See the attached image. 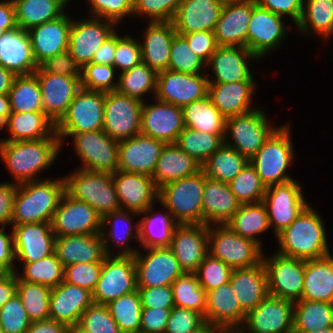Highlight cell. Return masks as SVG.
<instances>
[{"mask_svg": "<svg viewBox=\"0 0 333 333\" xmlns=\"http://www.w3.org/2000/svg\"><path fill=\"white\" fill-rule=\"evenodd\" d=\"M182 0H134L132 17L147 22H171Z\"/></svg>", "mask_w": 333, "mask_h": 333, "instance_id": "cell-61", "label": "cell"}, {"mask_svg": "<svg viewBox=\"0 0 333 333\" xmlns=\"http://www.w3.org/2000/svg\"><path fill=\"white\" fill-rule=\"evenodd\" d=\"M67 329V325L49 318L32 322L26 333H67Z\"/></svg>", "mask_w": 333, "mask_h": 333, "instance_id": "cell-78", "label": "cell"}, {"mask_svg": "<svg viewBox=\"0 0 333 333\" xmlns=\"http://www.w3.org/2000/svg\"><path fill=\"white\" fill-rule=\"evenodd\" d=\"M8 131V137L0 141L39 140L56 133V124L43 112H13L0 127Z\"/></svg>", "mask_w": 333, "mask_h": 333, "instance_id": "cell-40", "label": "cell"}, {"mask_svg": "<svg viewBox=\"0 0 333 333\" xmlns=\"http://www.w3.org/2000/svg\"><path fill=\"white\" fill-rule=\"evenodd\" d=\"M116 43L117 30L110 37H108L95 52L91 63L114 66Z\"/></svg>", "mask_w": 333, "mask_h": 333, "instance_id": "cell-75", "label": "cell"}, {"mask_svg": "<svg viewBox=\"0 0 333 333\" xmlns=\"http://www.w3.org/2000/svg\"><path fill=\"white\" fill-rule=\"evenodd\" d=\"M184 128L182 107L155 97L153 103L143 102L141 134L169 144L176 142Z\"/></svg>", "mask_w": 333, "mask_h": 333, "instance_id": "cell-23", "label": "cell"}, {"mask_svg": "<svg viewBox=\"0 0 333 333\" xmlns=\"http://www.w3.org/2000/svg\"><path fill=\"white\" fill-rule=\"evenodd\" d=\"M226 225L239 236L255 241L262 248L264 246L260 235L271 229L268 214L262 202L241 204Z\"/></svg>", "mask_w": 333, "mask_h": 333, "instance_id": "cell-46", "label": "cell"}, {"mask_svg": "<svg viewBox=\"0 0 333 333\" xmlns=\"http://www.w3.org/2000/svg\"><path fill=\"white\" fill-rule=\"evenodd\" d=\"M8 95L13 112L43 111L41 89L34 73L16 75Z\"/></svg>", "mask_w": 333, "mask_h": 333, "instance_id": "cell-51", "label": "cell"}, {"mask_svg": "<svg viewBox=\"0 0 333 333\" xmlns=\"http://www.w3.org/2000/svg\"><path fill=\"white\" fill-rule=\"evenodd\" d=\"M322 216L309 204L299 216L276 236L277 253L301 260H313L331 254Z\"/></svg>", "mask_w": 333, "mask_h": 333, "instance_id": "cell-2", "label": "cell"}, {"mask_svg": "<svg viewBox=\"0 0 333 333\" xmlns=\"http://www.w3.org/2000/svg\"><path fill=\"white\" fill-rule=\"evenodd\" d=\"M175 306L187 308L205 316L206 291L200 286L195 273L184 272L172 284Z\"/></svg>", "mask_w": 333, "mask_h": 333, "instance_id": "cell-55", "label": "cell"}, {"mask_svg": "<svg viewBox=\"0 0 333 333\" xmlns=\"http://www.w3.org/2000/svg\"><path fill=\"white\" fill-rule=\"evenodd\" d=\"M168 247L184 272L195 273L208 254V226L178 224Z\"/></svg>", "mask_w": 333, "mask_h": 333, "instance_id": "cell-25", "label": "cell"}, {"mask_svg": "<svg viewBox=\"0 0 333 333\" xmlns=\"http://www.w3.org/2000/svg\"><path fill=\"white\" fill-rule=\"evenodd\" d=\"M0 65L15 75L33 74L39 67L27 31L16 28L0 37Z\"/></svg>", "mask_w": 333, "mask_h": 333, "instance_id": "cell-38", "label": "cell"}, {"mask_svg": "<svg viewBox=\"0 0 333 333\" xmlns=\"http://www.w3.org/2000/svg\"><path fill=\"white\" fill-rule=\"evenodd\" d=\"M202 198L203 224L207 226L227 224L241 205L229 183L206 175Z\"/></svg>", "mask_w": 333, "mask_h": 333, "instance_id": "cell-35", "label": "cell"}, {"mask_svg": "<svg viewBox=\"0 0 333 333\" xmlns=\"http://www.w3.org/2000/svg\"><path fill=\"white\" fill-rule=\"evenodd\" d=\"M229 186L240 204L262 202L266 192V186L250 162L233 178Z\"/></svg>", "mask_w": 333, "mask_h": 333, "instance_id": "cell-57", "label": "cell"}, {"mask_svg": "<svg viewBox=\"0 0 333 333\" xmlns=\"http://www.w3.org/2000/svg\"><path fill=\"white\" fill-rule=\"evenodd\" d=\"M18 264H23L20 273L18 270L15 271L20 280L51 288L64 281V267L55 252L35 262Z\"/></svg>", "mask_w": 333, "mask_h": 333, "instance_id": "cell-54", "label": "cell"}, {"mask_svg": "<svg viewBox=\"0 0 333 333\" xmlns=\"http://www.w3.org/2000/svg\"><path fill=\"white\" fill-rule=\"evenodd\" d=\"M208 254L232 270L253 267L263 261L264 249L236 234L228 225L208 226Z\"/></svg>", "mask_w": 333, "mask_h": 333, "instance_id": "cell-8", "label": "cell"}, {"mask_svg": "<svg viewBox=\"0 0 333 333\" xmlns=\"http://www.w3.org/2000/svg\"><path fill=\"white\" fill-rule=\"evenodd\" d=\"M71 25L72 18L67 11L63 16L27 31L38 66L47 58L68 50Z\"/></svg>", "mask_w": 333, "mask_h": 333, "instance_id": "cell-29", "label": "cell"}, {"mask_svg": "<svg viewBox=\"0 0 333 333\" xmlns=\"http://www.w3.org/2000/svg\"><path fill=\"white\" fill-rule=\"evenodd\" d=\"M270 120L262 107L243 115L228 117L224 143L250 160L278 128L273 127Z\"/></svg>", "mask_w": 333, "mask_h": 333, "instance_id": "cell-9", "label": "cell"}, {"mask_svg": "<svg viewBox=\"0 0 333 333\" xmlns=\"http://www.w3.org/2000/svg\"><path fill=\"white\" fill-rule=\"evenodd\" d=\"M142 42V62L157 72L167 70L170 50L176 34L172 22H146Z\"/></svg>", "mask_w": 333, "mask_h": 333, "instance_id": "cell-37", "label": "cell"}, {"mask_svg": "<svg viewBox=\"0 0 333 333\" xmlns=\"http://www.w3.org/2000/svg\"><path fill=\"white\" fill-rule=\"evenodd\" d=\"M105 92L81 88L67 113L56 124V133H81L103 130Z\"/></svg>", "mask_w": 333, "mask_h": 333, "instance_id": "cell-13", "label": "cell"}, {"mask_svg": "<svg viewBox=\"0 0 333 333\" xmlns=\"http://www.w3.org/2000/svg\"><path fill=\"white\" fill-rule=\"evenodd\" d=\"M39 67L46 73L75 76L81 80L82 67L74 60L68 50L47 58Z\"/></svg>", "mask_w": 333, "mask_h": 333, "instance_id": "cell-68", "label": "cell"}, {"mask_svg": "<svg viewBox=\"0 0 333 333\" xmlns=\"http://www.w3.org/2000/svg\"><path fill=\"white\" fill-rule=\"evenodd\" d=\"M295 28L305 36L315 34L322 42H328L333 37V0H303L302 15Z\"/></svg>", "mask_w": 333, "mask_h": 333, "instance_id": "cell-45", "label": "cell"}, {"mask_svg": "<svg viewBox=\"0 0 333 333\" xmlns=\"http://www.w3.org/2000/svg\"><path fill=\"white\" fill-rule=\"evenodd\" d=\"M257 84L255 81L209 83L207 96L225 118L243 115L258 108L252 107Z\"/></svg>", "mask_w": 333, "mask_h": 333, "instance_id": "cell-34", "label": "cell"}, {"mask_svg": "<svg viewBox=\"0 0 333 333\" xmlns=\"http://www.w3.org/2000/svg\"><path fill=\"white\" fill-rule=\"evenodd\" d=\"M301 300L333 304V256L304 260V286Z\"/></svg>", "mask_w": 333, "mask_h": 333, "instance_id": "cell-42", "label": "cell"}, {"mask_svg": "<svg viewBox=\"0 0 333 333\" xmlns=\"http://www.w3.org/2000/svg\"><path fill=\"white\" fill-rule=\"evenodd\" d=\"M171 310L142 308L140 333H164Z\"/></svg>", "mask_w": 333, "mask_h": 333, "instance_id": "cell-72", "label": "cell"}, {"mask_svg": "<svg viewBox=\"0 0 333 333\" xmlns=\"http://www.w3.org/2000/svg\"><path fill=\"white\" fill-rule=\"evenodd\" d=\"M102 217L90 205L66 192L54 212L51 226L55 236L101 233Z\"/></svg>", "mask_w": 333, "mask_h": 333, "instance_id": "cell-19", "label": "cell"}, {"mask_svg": "<svg viewBox=\"0 0 333 333\" xmlns=\"http://www.w3.org/2000/svg\"><path fill=\"white\" fill-rule=\"evenodd\" d=\"M164 145L141 133L119 141L118 171L152 176Z\"/></svg>", "mask_w": 333, "mask_h": 333, "instance_id": "cell-28", "label": "cell"}, {"mask_svg": "<svg viewBox=\"0 0 333 333\" xmlns=\"http://www.w3.org/2000/svg\"><path fill=\"white\" fill-rule=\"evenodd\" d=\"M31 323L17 294L0 308V327L4 333H26Z\"/></svg>", "mask_w": 333, "mask_h": 333, "instance_id": "cell-62", "label": "cell"}, {"mask_svg": "<svg viewBox=\"0 0 333 333\" xmlns=\"http://www.w3.org/2000/svg\"><path fill=\"white\" fill-rule=\"evenodd\" d=\"M180 35L186 39L189 48H191L206 64L218 47L215 34L211 31H198Z\"/></svg>", "mask_w": 333, "mask_h": 333, "instance_id": "cell-70", "label": "cell"}, {"mask_svg": "<svg viewBox=\"0 0 333 333\" xmlns=\"http://www.w3.org/2000/svg\"><path fill=\"white\" fill-rule=\"evenodd\" d=\"M224 143V134H210L185 127L175 144L201 165Z\"/></svg>", "mask_w": 333, "mask_h": 333, "instance_id": "cell-52", "label": "cell"}, {"mask_svg": "<svg viewBox=\"0 0 333 333\" xmlns=\"http://www.w3.org/2000/svg\"><path fill=\"white\" fill-rule=\"evenodd\" d=\"M184 127L210 134H225L226 118L208 96L182 107Z\"/></svg>", "mask_w": 333, "mask_h": 333, "instance_id": "cell-47", "label": "cell"}, {"mask_svg": "<svg viewBox=\"0 0 333 333\" xmlns=\"http://www.w3.org/2000/svg\"><path fill=\"white\" fill-rule=\"evenodd\" d=\"M294 302L268 295L233 333H293Z\"/></svg>", "mask_w": 333, "mask_h": 333, "instance_id": "cell-17", "label": "cell"}, {"mask_svg": "<svg viewBox=\"0 0 333 333\" xmlns=\"http://www.w3.org/2000/svg\"><path fill=\"white\" fill-rule=\"evenodd\" d=\"M50 292L49 286L29 283L17 277L16 294L20 297L31 322L49 319Z\"/></svg>", "mask_w": 333, "mask_h": 333, "instance_id": "cell-56", "label": "cell"}, {"mask_svg": "<svg viewBox=\"0 0 333 333\" xmlns=\"http://www.w3.org/2000/svg\"><path fill=\"white\" fill-rule=\"evenodd\" d=\"M93 303L91 291L63 281L51 288L49 318L67 326L79 324L82 313Z\"/></svg>", "mask_w": 333, "mask_h": 333, "instance_id": "cell-31", "label": "cell"}, {"mask_svg": "<svg viewBox=\"0 0 333 333\" xmlns=\"http://www.w3.org/2000/svg\"><path fill=\"white\" fill-rule=\"evenodd\" d=\"M112 178L121 210L140 214L158 203L159 189L152 176L116 171Z\"/></svg>", "mask_w": 333, "mask_h": 333, "instance_id": "cell-27", "label": "cell"}, {"mask_svg": "<svg viewBox=\"0 0 333 333\" xmlns=\"http://www.w3.org/2000/svg\"><path fill=\"white\" fill-rule=\"evenodd\" d=\"M201 164L175 143L165 144L156 163L152 178L159 189L166 183L196 174Z\"/></svg>", "mask_w": 333, "mask_h": 333, "instance_id": "cell-41", "label": "cell"}, {"mask_svg": "<svg viewBox=\"0 0 333 333\" xmlns=\"http://www.w3.org/2000/svg\"><path fill=\"white\" fill-rule=\"evenodd\" d=\"M303 184L294 179L266 188L264 204L274 237L287 228L309 205L304 198Z\"/></svg>", "mask_w": 333, "mask_h": 333, "instance_id": "cell-10", "label": "cell"}, {"mask_svg": "<svg viewBox=\"0 0 333 333\" xmlns=\"http://www.w3.org/2000/svg\"><path fill=\"white\" fill-rule=\"evenodd\" d=\"M18 28L12 0H0V37L7 31Z\"/></svg>", "mask_w": 333, "mask_h": 333, "instance_id": "cell-76", "label": "cell"}, {"mask_svg": "<svg viewBox=\"0 0 333 333\" xmlns=\"http://www.w3.org/2000/svg\"><path fill=\"white\" fill-rule=\"evenodd\" d=\"M17 293V275L15 272L0 273V308Z\"/></svg>", "mask_w": 333, "mask_h": 333, "instance_id": "cell-77", "label": "cell"}, {"mask_svg": "<svg viewBox=\"0 0 333 333\" xmlns=\"http://www.w3.org/2000/svg\"><path fill=\"white\" fill-rule=\"evenodd\" d=\"M229 282L245 314L252 311L269 295L263 261L253 267L233 269Z\"/></svg>", "mask_w": 333, "mask_h": 333, "instance_id": "cell-36", "label": "cell"}, {"mask_svg": "<svg viewBox=\"0 0 333 333\" xmlns=\"http://www.w3.org/2000/svg\"><path fill=\"white\" fill-rule=\"evenodd\" d=\"M18 28L28 31L63 16L71 0H12ZM66 8V9H65Z\"/></svg>", "mask_w": 333, "mask_h": 333, "instance_id": "cell-44", "label": "cell"}, {"mask_svg": "<svg viewBox=\"0 0 333 333\" xmlns=\"http://www.w3.org/2000/svg\"><path fill=\"white\" fill-rule=\"evenodd\" d=\"M54 252L63 267L78 262H103L107 256L101 233L56 236Z\"/></svg>", "mask_w": 333, "mask_h": 333, "instance_id": "cell-39", "label": "cell"}, {"mask_svg": "<svg viewBox=\"0 0 333 333\" xmlns=\"http://www.w3.org/2000/svg\"><path fill=\"white\" fill-rule=\"evenodd\" d=\"M290 123L278 126L250 159L266 188L294 179L287 173L296 160Z\"/></svg>", "mask_w": 333, "mask_h": 333, "instance_id": "cell-4", "label": "cell"}, {"mask_svg": "<svg viewBox=\"0 0 333 333\" xmlns=\"http://www.w3.org/2000/svg\"><path fill=\"white\" fill-rule=\"evenodd\" d=\"M207 74H187L163 70L157 75L155 98L159 101L183 107L208 95Z\"/></svg>", "mask_w": 333, "mask_h": 333, "instance_id": "cell-20", "label": "cell"}, {"mask_svg": "<svg viewBox=\"0 0 333 333\" xmlns=\"http://www.w3.org/2000/svg\"><path fill=\"white\" fill-rule=\"evenodd\" d=\"M16 263H30L54 253L55 234L51 222L11 225Z\"/></svg>", "mask_w": 333, "mask_h": 333, "instance_id": "cell-22", "label": "cell"}, {"mask_svg": "<svg viewBox=\"0 0 333 333\" xmlns=\"http://www.w3.org/2000/svg\"><path fill=\"white\" fill-rule=\"evenodd\" d=\"M245 317L230 282L206 292L205 322L233 333L243 325Z\"/></svg>", "mask_w": 333, "mask_h": 333, "instance_id": "cell-33", "label": "cell"}, {"mask_svg": "<svg viewBox=\"0 0 333 333\" xmlns=\"http://www.w3.org/2000/svg\"><path fill=\"white\" fill-rule=\"evenodd\" d=\"M79 325L89 333H122L107 305L93 303L81 316Z\"/></svg>", "mask_w": 333, "mask_h": 333, "instance_id": "cell-64", "label": "cell"}, {"mask_svg": "<svg viewBox=\"0 0 333 333\" xmlns=\"http://www.w3.org/2000/svg\"><path fill=\"white\" fill-rule=\"evenodd\" d=\"M64 181L69 196L87 203L101 217L120 210L112 174L75 168Z\"/></svg>", "mask_w": 333, "mask_h": 333, "instance_id": "cell-7", "label": "cell"}, {"mask_svg": "<svg viewBox=\"0 0 333 333\" xmlns=\"http://www.w3.org/2000/svg\"><path fill=\"white\" fill-rule=\"evenodd\" d=\"M206 63L189 48L186 39L175 34L171 50L168 70L187 74H201L206 72Z\"/></svg>", "mask_w": 333, "mask_h": 333, "instance_id": "cell-58", "label": "cell"}, {"mask_svg": "<svg viewBox=\"0 0 333 333\" xmlns=\"http://www.w3.org/2000/svg\"><path fill=\"white\" fill-rule=\"evenodd\" d=\"M136 216L140 214L120 209L102 217L101 236L106 255L134 256L139 251L138 248L130 246L133 239L139 242L140 223L139 220L133 222V217ZM112 247L114 248L111 250ZM115 249L118 252H115Z\"/></svg>", "mask_w": 333, "mask_h": 333, "instance_id": "cell-26", "label": "cell"}, {"mask_svg": "<svg viewBox=\"0 0 333 333\" xmlns=\"http://www.w3.org/2000/svg\"><path fill=\"white\" fill-rule=\"evenodd\" d=\"M143 102L117 91L105 93L103 131L111 139H129L141 131Z\"/></svg>", "mask_w": 333, "mask_h": 333, "instance_id": "cell-12", "label": "cell"}, {"mask_svg": "<svg viewBox=\"0 0 333 333\" xmlns=\"http://www.w3.org/2000/svg\"><path fill=\"white\" fill-rule=\"evenodd\" d=\"M64 193V176L19 184L11 225L51 222Z\"/></svg>", "mask_w": 333, "mask_h": 333, "instance_id": "cell-3", "label": "cell"}, {"mask_svg": "<svg viewBox=\"0 0 333 333\" xmlns=\"http://www.w3.org/2000/svg\"><path fill=\"white\" fill-rule=\"evenodd\" d=\"M232 269L224 262L207 254L195 272L200 286L211 291L229 282Z\"/></svg>", "mask_w": 333, "mask_h": 333, "instance_id": "cell-60", "label": "cell"}, {"mask_svg": "<svg viewBox=\"0 0 333 333\" xmlns=\"http://www.w3.org/2000/svg\"><path fill=\"white\" fill-rule=\"evenodd\" d=\"M108 20L87 16L85 19H74L69 33L68 51L74 60L83 67L91 63L95 52L118 28Z\"/></svg>", "mask_w": 333, "mask_h": 333, "instance_id": "cell-18", "label": "cell"}, {"mask_svg": "<svg viewBox=\"0 0 333 333\" xmlns=\"http://www.w3.org/2000/svg\"><path fill=\"white\" fill-rule=\"evenodd\" d=\"M11 113L12 110L9 95H0V127L6 122Z\"/></svg>", "mask_w": 333, "mask_h": 333, "instance_id": "cell-80", "label": "cell"}, {"mask_svg": "<svg viewBox=\"0 0 333 333\" xmlns=\"http://www.w3.org/2000/svg\"><path fill=\"white\" fill-rule=\"evenodd\" d=\"M137 288L141 297L142 308H165L171 310L175 306L172 287L169 285Z\"/></svg>", "mask_w": 333, "mask_h": 333, "instance_id": "cell-69", "label": "cell"}, {"mask_svg": "<svg viewBox=\"0 0 333 333\" xmlns=\"http://www.w3.org/2000/svg\"><path fill=\"white\" fill-rule=\"evenodd\" d=\"M18 184L13 181L0 183V226L7 227L11 225L13 217L14 198L17 192Z\"/></svg>", "mask_w": 333, "mask_h": 333, "instance_id": "cell-73", "label": "cell"}, {"mask_svg": "<svg viewBox=\"0 0 333 333\" xmlns=\"http://www.w3.org/2000/svg\"><path fill=\"white\" fill-rule=\"evenodd\" d=\"M205 173L166 183L159 188L158 203L165 207L178 224H203V189Z\"/></svg>", "mask_w": 333, "mask_h": 333, "instance_id": "cell-5", "label": "cell"}, {"mask_svg": "<svg viewBox=\"0 0 333 333\" xmlns=\"http://www.w3.org/2000/svg\"><path fill=\"white\" fill-rule=\"evenodd\" d=\"M34 74L41 89L43 112L57 124L67 113L70 103L81 89V80L75 76L46 73L40 67Z\"/></svg>", "mask_w": 333, "mask_h": 333, "instance_id": "cell-24", "label": "cell"}, {"mask_svg": "<svg viewBox=\"0 0 333 333\" xmlns=\"http://www.w3.org/2000/svg\"><path fill=\"white\" fill-rule=\"evenodd\" d=\"M267 256V257H266ZM263 254L269 295L296 302L301 300L304 286V260L283 256L277 252Z\"/></svg>", "mask_w": 333, "mask_h": 333, "instance_id": "cell-14", "label": "cell"}, {"mask_svg": "<svg viewBox=\"0 0 333 333\" xmlns=\"http://www.w3.org/2000/svg\"><path fill=\"white\" fill-rule=\"evenodd\" d=\"M260 61L246 47L240 46H218L206 64L213 76H207L209 83H231L241 81H255L250 63Z\"/></svg>", "mask_w": 333, "mask_h": 333, "instance_id": "cell-21", "label": "cell"}, {"mask_svg": "<svg viewBox=\"0 0 333 333\" xmlns=\"http://www.w3.org/2000/svg\"><path fill=\"white\" fill-rule=\"evenodd\" d=\"M250 160L231 146L223 145L216 150L202 165L205 175L224 183H230Z\"/></svg>", "mask_w": 333, "mask_h": 333, "instance_id": "cell-50", "label": "cell"}, {"mask_svg": "<svg viewBox=\"0 0 333 333\" xmlns=\"http://www.w3.org/2000/svg\"><path fill=\"white\" fill-rule=\"evenodd\" d=\"M89 16L112 21L117 26L132 17L134 0H88Z\"/></svg>", "mask_w": 333, "mask_h": 333, "instance_id": "cell-63", "label": "cell"}, {"mask_svg": "<svg viewBox=\"0 0 333 333\" xmlns=\"http://www.w3.org/2000/svg\"><path fill=\"white\" fill-rule=\"evenodd\" d=\"M122 333H140L142 303L138 289L107 304Z\"/></svg>", "mask_w": 333, "mask_h": 333, "instance_id": "cell-53", "label": "cell"}, {"mask_svg": "<svg viewBox=\"0 0 333 333\" xmlns=\"http://www.w3.org/2000/svg\"><path fill=\"white\" fill-rule=\"evenodd\" d=\"M137 289L134 256L107 255L92 297L94 303L107 305Z\"/></svg>", "mask_w": 333, "mask_h": 333, "instance_id": "cell-11", "label": "cell"}, {"mask_svg": "<svg viewBox=\"0 0 333 333\" xmlns=\"http://www.w3.org/2000/svg\"><path fill=\"white\" fill-rule=\"evenodd\" d=\"M101 267L102 262L69 264L64 267V281L93 292L100 277Z\"/></svg>", "mask_w": 333, "mask_h": 333, "instance_id": "cell-66", "label": "cell"}, {"mask_svg": "<svg viewBox=\"0 0 333 333\" xmlns=\"http://www.w3.org/2000/svg\"><path fill=\"white\" fill-rule=\"evenodd\" d=\"M117 76L118 73L112 65L88 63L81 70V88L105 93L116 91Z\"/></svg>", "mask_w": 333, "mask_h": 333, "instance_id": "cell-59", "label": "cell"}, {"mask_svg": "<svg viewBox=\"0 0 333 333\" xmlns=\"http://www.w3.org/2000/svg\"><path fill=\"white\" fill-rule=\"evenodd\" d=\"M223 6L219 0H182L171 22L177 34L214 32Z\"/></svg>", "mask_w": 333, "mask_h": 333, "instance_id": "cell-32", "label": "cell"}, {"mask_svg": "<svg viewBox=\"0 0 333 333\" xmlns=\"http://www.w3.org/2000/svg\"><path fill=\"white\" fill-rule=\"evenodd\" d=\"M162 212L155 213L156 204L140 213L139 248L168 247L172 234L178 223L163 206Z\"/></svg>", "mask_w": 333, "mask_h": 333, "instance_id": "cell-43", "label": "cell"}, {"mask_svg": "<svg viewBox=\"0 0 333 333\" xmlns=\"http://www.w3.org/2000/svg\"><path fill=\"white\" fill-rule=\"evenodd\" d=\"M16 265L18 264L15 262L12 231L10 230L8 233L5 231V227H0V273L20 270V266Z\"/></svg>", "mask_w": 333, "mask_h": 333, "instance_id": "cell-74", "label": "cell"}, {"mask_svg": "<svg viewBox=\"0 0 333 333\" xmlns=\"http://www.w3.org/2000/svg\"><path fill=\"white\" fill-rule=\"evenodd\" d=\"M205 323L204 316L191 309L174 306L164 333H191Z\"/></svg>", "mask_w": 333, "mask_h": 333, "instance_id": "cell-67", "label": "cell"}, {"mask_svg": "<svg viewBox=\"0 0 333 333\" xmlns=\"http://www.w3.org/2000/svg\"><path fill=\"white\" fill-rule=\"evenodd\" d=\"M15 74L0 65V95L9 94Z\"/></svg>", "mask_w": 333, "mask_h": 333, "instance_id": "cell-79", "label": "cell"}, {"mask_svg": "<svg viewBox=\"0 0 333 333\" xmlns=\"http://www.w3.org/2000/svg\"><path fill=\"white\" fill-rule=\"evenodd\" d=\"M255 0L225 3L214 30L218 46H240L247 48V31L256 6Z\"/></svg>", "mask_w": 333, "mask_h": 333, "instance_id": "cell-30", "label": "cell"}, {"mask_svg": "<svg viewBox=\"0 0 333 333\" xmlns=\"http://www.w3.org/2000/svg\"><path fill=\"white\" fill-rule=\"evenodd\" d=\"M134 261L137 287L171 286L184 273L169 247L140 248Z\"/></svg>", "mask_w": 333, "mask_h": 333, "instance_id": "cell-15", "label": "cell"}, {"mask_svg": "<svg viewBox=\"0 0 333 333\" xmlns=\"http://www.w3.org/2000/svg\"><path fill=\"white\" fill-rule=\"evenodd\" d=\"M158 72L141 62L129 70L118 75L116 91L122 95L145 102V96L152 94L153 98L157 89ZM144 96V97H143Z\"/></svg>", "mask_w": 333, "mask_h": 333, "instance_id": "cell-49", "label": "cell"}, {"mask_svg": "<svg viewBox=\"0 0 333 333\" xmlns=\"http://www.w3.org/2000/svg\"><path fill=\"white\" fill-rule=\"evenodd\" d=\"M256 4L282 17L290 18L293 25L300 21L303 11V0H255Z\"/></svg>", "mask_w": 333, "mask_h": 333, "instance_id": "cell-71", "label": "cell"}, {"mask_svg": "<svg viewBox=\"0 0 333 333\" xmlns=\"http://www.w3.org/2000/svg\"><path fill=\"white\" fill-rule=\"evenodd\" d=\"M61 149L56 133L39 140L0 141V159L13 176L14 183L19 185L43 180L40 174L57 161Z\"/></svg>", "mask_w": 333, "mask_h": 333, "instance_id": "cell-1", "label": "cell"}, {"mask_svg": "<svg viewBox=\"0 0 333 333\" xmlns=\"http://www.w3.org/2000/svg\"><path fill=\"white\" fill-rule=\"evenodd\" d=\"M333 326V304L321 301L294 302L293 333H303Z\"/></svg>", "mask_w": 333, "mask_h": 333, "instance_id": "cell-48", "label": "cell"}, {"mask_svg": "<svg viewBox=\"0 0 333 333\" xmlns=\"http://www.w3.org/2000/svg\"><path fill=\"white\" fill-rule=\"evenodd\" d=\"M56 134L61 141L62 150L65 139L70 137L73 140V151L82 162L78 169L109 174L118 171L119 141L111 139L103 130Z\"/></svg>", "mask_w": 333, "mask_h": 333, "instance_id": "cell-6", "label": "cell"}, {"mask_svg": "<svg viewBox=\"0 0 333 333\" xmlns=\"http://www.w3.org/2000/svg\"><path fill=\"white\" fill-rule=\"evenodd\" d=\"M284 17L256 5L247 31V49L260 60L280 48L289 32Z\"/></svg>", "mask_w": 333, "mask_h": 333, "instance_id": "cell-16", "label": "cell"}, {"mask_svg": "<svg viewBox=\"0 0 333 333\" xmlns=\"http://www.w3.org/2000/svg\"><path fill=\"white\" fill-rule=\"evenodd\" d=\"M142 62L140 40L131 35H119L114 54V67L118 74Z\"/></svg>", "mask_w": 333, "mask_h": 333, "instance_id": "cell-65", "label": "cell"}]
</instances>
